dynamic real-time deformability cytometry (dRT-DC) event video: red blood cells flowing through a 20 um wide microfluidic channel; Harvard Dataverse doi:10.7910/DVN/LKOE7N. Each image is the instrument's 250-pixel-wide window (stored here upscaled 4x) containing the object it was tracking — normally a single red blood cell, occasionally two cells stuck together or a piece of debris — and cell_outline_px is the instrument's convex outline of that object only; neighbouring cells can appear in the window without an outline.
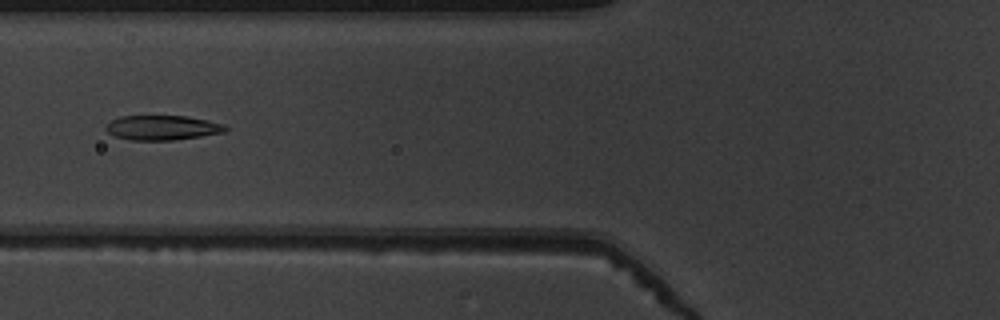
{"species": "common noctule bat (a hibernating species)", "species_latin": "Nyctalus noctula", "temperature_condition": "warm", "stored_images_in_passage": 39, "camera_frame_rate_fps": 3000, "um_per_image_px": 0.085, "animal": {"sex": "male", "body_mass_g": 19.5, "forearm_length_mm": 54.6}, "frame": {"image": 1, "passage_image": 8, "time_ms": 2.333, "image_size_px": [1000, 320], "cell_outline_px": [[228, 128], [224, 132], [200, 136], [172, 140], [132, 140], [116, 136], [108, 132], [104, 128], [104, 124], [120, 116], [188, 116], [208, 120], [224, 124]], "centroid_in_image_um": [13.78, 10.84], "position_along_channel_um": 112.0, "area_um2": 17.17}}
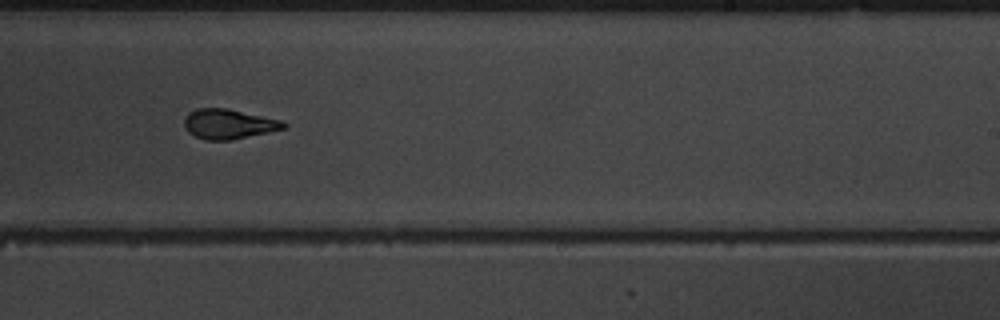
{"frame": {"image": 2, "passage_image": 20, "time_ms": 6.333, "image_size_px": [1000, 320], "cell_outline_px": [[288, 128], [232, 140], [204, 140], [188, 132], [184, 128], [184, 120], [188, 112], [196, 108], [228, 108], [280, 120], [288, 124]], "centroid_in_image_um": [19.43, 10.54], "position_along_channel_um": 269.6, "area_um2": 17.46}}
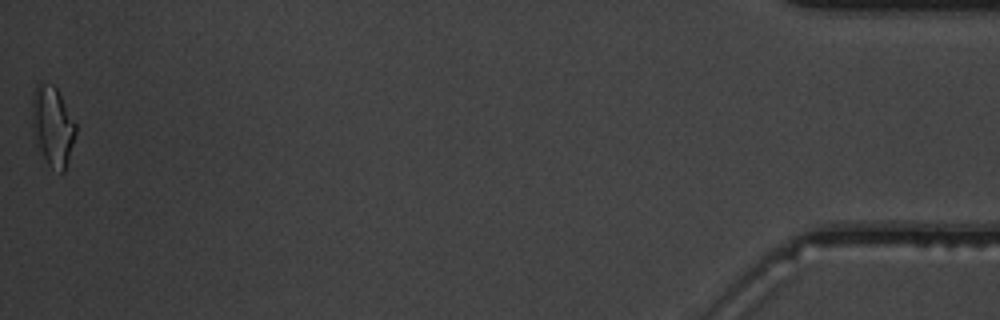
{"frame": {"image": 3, "passage_image": 39, "time_ms": 12.667, "image_size_px": [1000, 320], "cell_outline_px": [[76, 136], [64, 172], [60, 172], [52, 168], [48, 164], [36, 144], [32, 128], [32, 92], [36, 84], [52, 84], [56, 88], [76, 124]], "centroid_in_image_um": [4.46, 10.72], "position_along_channel_um": 430.7, "area_um2": 20.17}, "authors_computed_cell_mechanics": {"area_um2": 17.7446, "velocity_mm_per_s": 3.9413, "shape_relaxation_time_tau1_ms": 3.6255, "shape_relaxation_time_tau2_ms": 1.1699, "deformation_change_tau1": 0.1646, "deformation_change_tau2": 0.0749}}